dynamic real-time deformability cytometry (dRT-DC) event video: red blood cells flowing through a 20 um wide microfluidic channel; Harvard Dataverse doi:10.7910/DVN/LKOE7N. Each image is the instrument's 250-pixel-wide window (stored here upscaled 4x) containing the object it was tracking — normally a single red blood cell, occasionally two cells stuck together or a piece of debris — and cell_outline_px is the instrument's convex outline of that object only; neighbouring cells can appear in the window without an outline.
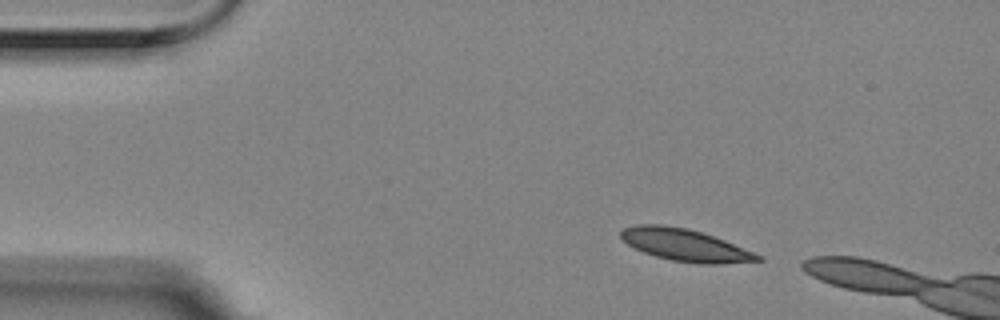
{"species": "Egyptian fruit bat (a non-hibernating species)", "species_latin": "Rousettus aegyptiacus", "temperature_condition": "room temperature", "stored_images_in_passage": 4, "camera_frame_rate_fps": 3000, "um_per_image_px": 0.085, "animal": {"sex": "female"}, "frame": {"image": 1, "passage_image": 1, "time_ms": 0.0, "image_size_px": [1000, 320], "cell_outline_px": [[764, 260], [720, 264], [700, 264], [672, 260], [656, 256], [644, 252], [628, 244], [620, 236], [620, 232], [624, 228], [636, 224], [660, 224], [688, 228], [724, 240], [764, 256]], "centroid_in_image_um": [58.26, 20.83], "position_along_channel_um": 26.7, "area_um2": 25.49}}